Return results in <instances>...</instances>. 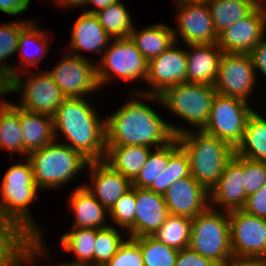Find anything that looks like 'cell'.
Wrapping results in <instances>:
<instances>
[{"mask_svg": "<svg viewBox=\"0 0 266 266\" xmlns=\"http://www.w3.org/2000/svg\"><path fill=\"white\" fill-rule=\"evenodd\" d=\"M175 45V46H174ZM187 82L186 50L176 47V41L159 56L148 62L146 83L152 91H139L149 95H161L169 87Z\"/></svg>", "mask_w": 266, "mask_h": 266, "instance_id": "2e32d148", "label": "cell"}, {"mask_svg": "<svg viewBox=\"0 0 266 266\" xmlns=\"http://www.w3.org/2000/svg\"><path fill=\"white\" fill-rule=\"evenodd\" d=\"M175 138L188 155L191 176L210 192L233 158L235 149L202 130L193 133L187 129Z\"/></svg>", "mask_w": 266, "mask_h": 266, "instance_id": "3957f363", "label": "cell"}, {"mask_svg": "<svg viewBox=\"0 0 266 266\" xmlns=\"http://www.w3.org/2000/svg\"><path fill=\"white\" fill-rule=\"evenodd\" d=\"M235 153L243 158L266 162V119L258 111L248 117L242 142Z\"/></svg>", "mask_w": 266, "mask_h": 266, "instance_id": "4316f807", "label": "cell"}, {"mask_svg": "<svg viewBox=\"0 0 266 266\" xmlns=\"http://www.w3.org/2000/svg\"><path fill=\"white\" fill-rule=\"evenodd\" d=\"M86 2L87 0H56V3H58V6L61 4V5H64L66 7H73L75 8V6H86Z\"/></svg>", "mask_w": 266, "mask_h": 266, "instance_id": "681fc988", "label": "cell"}, {"mask_svg": "<svg viewBox=\"0 0 266 266\" xmlns=\"http://www.w3.org/2000/svg\"><path fill=\"white\" fill-rule=\"evenodd\" d=\"M1 184L0 216L22 227L33 238H42L43 233L29 214L28 206L39 189L29 160L11 165Z\"/></svg>", "mask_w": 266, "mask_h": 266, "instance_id": "277c9868", "label": "cell"}, {"mask_svg": "<svg viewBox=\"0 0 266 266\" xmlns=\"http://www.w3.org/2000/svg\"><path fill=\"white\" fill-rule=\"evenodd\" d=\"M262 1L266 0L207 1L216 33L219 34L224 29L247 16Z\"/></svg>", "mask_w": 266, "mask_h": 266, "instance_id": "83f0119b", "label": "cell"}, {"mask_svg": "<svg viewBox=\"0 0 266 266\" xmlns=\"http://www.w3.org/2000/svg\"><path fill=\"white\" fill-rule=\"evenodd\" d=\"M153 150L148 155L139 175L132 182V187L146 188L157 193L158 176L167 168L168 145L158 148L154 152Z\"/></svg>", "mask_w": 266, "mask_h": 266, "instance_id": "d590c367", "label": "cell"}, {"mask_svg": "<svg viewBox=\"0 0 266 266\" xmlns=\"http://www.w3.org/2000/svg\"><path fill=\"white\" fill-rule=\"evenodd\" d=\"M250 54L223 53L214 84L217 94L248 100L256 80Z\"/></svg>", "mask_w": 266, "mask_h": 266, "instance_id": "7c38bea8", "label": "cell"}, {"mask_svg": "<svg viewBox=\"0 0 266 266\" xmlns=\"http://www.w3.org/2000/svg\"><path fill=\"white\" fill-rule=\"evenodd\" d=\"M192 219L169 215L165 223L153 235L167 246L182 250L189 247Z\"/></svg>", "mask_w": 266, "mask_h": 266, "instance_id": "836d02e7", "label": "cell"}, {"mask_svg": "<svg viewBox=\"0 0 266 266\" xmlns=\"http://www.w3.org/2000/svg\"><path fill=\"white\" fill-rule=\"evenodd\" d=\"M92 185H84L109 212L115 202L132 188V182L103 161H89Z\"/></svg>", "mask_w": 266, "mask_h": 266, "instance_id": "ac0fdd59", "label": "cell"}, {"mask_svg": "<svg viewBox=\"0 0 266 266\" xmlns=\"http://www.w3.org/2000/svg\"><path fill=\"white\" fill-rule=\"evenodd\" d=\"M69 204L75 215L73 228L103 229L110 226L104 221L109 212L84 185L73 191Z\"/></svg>", "mask_w": 266, "mask_h": 266, "instance_id": "cb8c5ba5", "label": "cell"}, {"mask_svg": "<svg viewBox=\"0 0 266 266\" xmlns=\"http://www.w3.org/2000/svg\"><path fill=\"white\" fill-rule=\"evenodd\" d=\"M233 257L266 260V219L245 213L228 212Z\"/></svg>", "mask_w": 266, "mask_h": 266, "instance_id": "30bf717a", "label": "cell"}, {"mask_svg": "<svg viewBox=\"0 0 266 266\" xmlns=\"http://www.w3.org/2000/svg\"><path fill=\"white\" fill-rule=\"evenodd\" d=\"M117 1L118 0H87L86 6L87 4L89 5L91 3L94 5V7L96 6V9H89L86 12L97 13L98 11L105 9L109 5L115 4Z\"/></svg>", "mask_w": 266, "mask_h": 266, "instance_id": "c3c4849f", "label": "cell"}, {"mask_svg": "<svg viewBox=\"0 0 266 266\" xmlns=\"http://www.w3.org/2000/svg\"><path fill=\"white\" fill-rule=\"evenodd\" d=\"M111 40L112 38L99 23L97 15L84 11L73 25L71 43L68 50H76L77 52L79 50L81 52L94 51L103 55L102 48L106 49Z\"/></svg>", "mask_w": 266, "mask_h": 266, "instance_id": "7402d4cb", "label": "cell"}, {"mask_svg": "<svg viewBox=\"0 0 266 266\" xmlns=\"http://www.w3.org/2000/svg\"><path fill=\"white\" fill-rule=\"evenodd\" d=\"M242 210L249 215L266 219V183L260 190L247 197Z\"/></svg>", "mask_w": 266, "mask_h": 266, "instance_id": "b9f144b4", "label": "cell"}, {"mask_svg": "<svg viewBox=\"0 0 266 266\" xmlns=\"http://www.w3.org/2000/svg\"><path fill=\"white\" fill-rule=\"evenodd\" d=\"M211 202L225 207L229 212L240 210L246 202L243 157L234 154L226 164L218 183L209 192Z\"/></svg>", "mask_w": 266, "mask_h": 266, "instance_id": "d6986e66", "label": "cell"}, {"mask_svg": "<svg viewBox=\"0 0 266 266\" xmlns=\"http://www.w3.org/2000/svg\"><path fill=\"white\" fill-rule=\"evenodd\" d=\"M0 148L24 154L19 106L5 100L0 102Z\"/></svg>", "mask_w": 266, "mask_h": 266, "instance_id": "f546056e", "label": "cell"}, {"mask_svg": "<svg viewBox=\"0 0 266 266\" xmlns=\"http://www.w3.org/2000/svg\"><path fill=\"white\" fill-rule=\"evenodd\" d=\"M45 33L46 32L42 31L39 26L37 27L36 24L31 21L21 30L17 51L20 52L19 54L22 58V66L24 69L32 65H38V63L42 60L43 55H46L48 44ZM33 44L35 45L34 48L37 46V49L35 48V50L33 48L34 51L32 52V49L30 51L29 48H32Z\"/></svg>", "mask_w": 266, "mask_h": 266, "instance_id": "1f68e13d", "label": "cell"}, {"mask_svg": "<svg viewBox=\"0 0 266 266\" xmlns=\"http://www.w3.org/2000/svg\"><path fill=\"white\" fill-rule=\"evenodd\" d=\"M225 213H217L209 204L191 224L189 247L218 266L233 257L228 211Z\"/></svg>", "mask_w": 266, "mask_h": 266, "instance_id": "52a82bcc", "label": "cell"}, {"mask_svg": "<svg viewBox=\"0 0 266 266\" xmlns=\"http://www.w3.org/2000/svg\"><path fill=\"white\" fill-rule=\"evenodd\" d=\"M174 266H218L212 260L203 257L190 247L179 250Z\"/></svg>", "mask_w": 266, "mask_h": 266, "instance_id": "7bdbcfd3", "label": "cell"}, {"mask_svg": "<svg viewBox=\"0 0 266 266\" xmlns=\"http://www.w3.org/2000/svg\"><path fill=\"white\" fill-rule=\"evenodd\" d=\"M104 30L113 38H127L133 30L129 12L124 3L117 1L95 13Z\"/></svg>", "mask_w": 266, "mask_h": 266, "instance_id": "d6a6232c", "label": "cell"}, {"mask_svg": "<svg viewBox=\"0 0 266 266\" xmlns=\"http://www.w3.org/2000/svg\"><path fill=\"white\" fill-rule=\"evenodd\" d=\"M190 175L188 155L175 138L168 144L167 168L158 176L157 193L163 195L177 180Z\"/></svg>", "mask_w": 266, "mask_h": 266, "instance_id": "4dcf8cb0", "label": "cell"}, {"mask_svg": "<svg viewBox=\"0 0 266 266\" xmlns=\"http://www.w3.org/2000/svg\"><path fill=\"white\" fill-rule=\"evenodd\" d=\"M140 245L144 266H174L179 250L167 246L153 235L134 238Z\"/></svg>", "mask_w": 266, "mask_h": 266, "instance_id": "e575fe53", "label": "cell"}, {"mask_svg": "<svg viewBox=\"0 0 266 266\" xmlns=\"http://www.w3.org/2000/svg\"><path fill=\"white\" fill-rule=\"evenodd\" d=\"M31 0H0V11L16 16L30 7ZM29 6V7H28Z\"/></svg>", "mask_w": 266, "mask_h": 266, "instance_id": "f6af8a7d", "label": "cell"}, {"mask_svg": "<svg viewBox=\"0 0 266 266\" xmlns=\"http://www.w3.org/2000/svg\"><path fill=\"white\" fill-rule=\"evenodd\" d=\"M66 54L68 55L64 56L59 64L48 71L63 94L67 98H83V95L100 88L97 80V65L77 53L69 51Z\"/></svg>", "mask_w": 266, "mask_h": 266, "instance_id": "8fae6325", "label": "cell"}, {"mask_svg": "<svg viewBox=\"0 0 266 266\" xmlns=\"http://www.w3.org/2000/svg\"><path fill=\"white\" fill-rule=\"evenodd\" d=\"M150 147L139 145L106 146L105 162L133 182L150 154Z\"/></svg>", "mask_w": 266, "mask_h": 266, "instance_id": "d4e9b609", "label": "cell"}, {"mask_svg": "<svg viewBox=\"0 0 266 266\" xmlns=\"http://www.w3.org/2000/svg\"><path fill=\"white\" fill-rule=\"evenodd\" d=\"M246 197L254 194L266 183V162L243 158Z\"/></svg>", "mask_w": 266, "mask_h": 266, "instance_id": "ab89813d", "label": "cell"}, {"mask_svg": "<svg viewBox=\"0 0 266 266\" xmlns=\"http://www.w3.org/2000/svg\"><path fill=\"white\" fill-rule=\"evenodd\" d=\"M56 266V265H55ZM57 266H75V265H73L72 263H67V264H60V265H57Z\"/></svg>", "mask_w": 266, "mask_h": 266, "instance_id": "816d5d0a", "label": "cell"}, {"mask_svg": "<svg viewBox=\"0 0 266 266\" xmlns=\"http://www.w3.org/2000/svg\"><path fill=\"white\" fill-rule=\"evenodd\" d=\"M19 122L26 155L56 140L53 116L29 112L19 107Z\"/></svg>", "mask_w": 266, "mask_h": 266, "instance_id": "603a6c76", "label": "cell"}, {"mask_svg": "<svg viewBox=\"0 0 266 266\" xmlns=\"http://www.w3.org/2000/svg\"><path fill=\"white\" fill-rule=\"evenodd\" d=\"M95 239L96 229L72 228L69 233L63 234L60 243L64 251L75 253L77 259L72 262L73 265L94 266Z\"/></svg>", "mask_w": 266, "mask_h": 266, "instance_id": "f1b7e54d", "label": "cell"}, {"mask_svg": "<svg viewBox=\"0 0 266 266\" xmlns=\"http://www.w3.org/2000/svg\"><path fill=\"white\" fill-rule=\"evenodd\" d=\"M136 93H133L136 98L158 101L163 107L165 106L199 130L205 127L217 94L213 85L188 82L169 87L161 95H149L141 93L137 89Z\"/></svg>", "mask_w": 266, "mask_h": 266, "instance_id": "8992f818", "label": "cell"}, {"mask_svg": "<svg viewBox=\"0 0 266 266\" xmlns=\"http://www.w3.org/2000/svg\"><path fill=\"white\" fill-rule=\"evenodd\" d=\"M128 238L105 266H144L139 243L134 238Z\"/></svg>", "mask_w": 266, "mask_h": 266, "instance_id": "60d3db41", "label": "cell"}, {"mask_svg": "<svg viewBox=\"0 0 266 266\" xmlns=\"http://www.w3.org/2000/svg\"><path fill=\"white\" fill-rule=\"evenodd\" d=\"M183 1H186V2H207L209 0H183Z\"/></svg>", "mask_w": 266, "mask_h": 266, "instance_id": "f907efd6", "label": "cell"}, {"mask_svg": "<svg viewBox=\"0 0 266 266\" xmlns=\"http://www.w3.org/2000/svg\"><path fill=\"white\" fill-rule=\"evenodd\" d=\"M30 22V19L25 21L9 22L5 25H0V68L10 72L13 77L17 75V70L9 66L5 61L6 58L13 56L18 51V40L21 30ZM13 54V55H12ZM4 62V63H3ZM6 62V63H5ZM2 63V64H1Z\"/></svg>", "mask_w": 266, "mask_h": 266, "instance_id": "74e56055", "label": "cell"}, {"mask_svg": "<svg viewBox=\"0 0 266 266\" xmlns=\"http://www.w3.org/2000/svg\"><path fill=\"white\" fill-rule=\"evenodd\" d=\"M14 89V77L13 75L8 72L7 70L0 68V96L4 95L5 93H13Z\"/></svg>", "mask_w": 266, "mask_h": 266, "instance_id": "bcb514c9", "label": "cell"}, {"mask_svg": "<svg viewBox=\"0 0 266 266\" xmlns=\"http://www.w3.org/2000/svg\"><path fill=\"white\" fill-rule=\"evenodd\" d=\"M34 181L41 189L62 186L86 167L89 160L64 143H53L27 154Z\"/></svg>", "mask_w": 266, "mask_h": 266, "instance_id": "5b68a950", "label": "cell"}, {"mask_svg": "<svg viewBox=\"0 0 266 266\" xmlns=\"http://www.w3.org/2000/svg\"><path fill=\"white\" fill-rule=\"evenodd\" d=\"M135 237L154 235L170 215L162 194L135 187Z\"/></svg>", "mask_w": 266, "mask_h": 266, "instance_id": "ffe728a7", "label": "cell"}, {"mask_svg": "<svg viewBox=\"0 0 266 266\" xmlns=\"http://www.w3.org/2000/svg\"><path fill=\"white\" fill-rule=\"evenodd\" d=\"M186 130L171 125L140 99L127 101L105 118L106 146L139 145L162 148ZM161 144V145H160Z\"/></svg>", "mask_w": 266, "mask_h": 266, "instance_id": "6da1fadb", "label": "cell"}, {"mask_svg": "<svg viewBox=\"0 0 266 266\" xmlns=\"http://www.w3.org/2000/svg\"><path fill=\"white\" fill-rule=\"evenodd\" d=\"M178 27L173 30L174 40L180 37L185 44H214L218 34L214 28L207 2L177 0Z\"/></svg>", "mask_w": 266, "mask_h": 266, "instance_id": "9a60e30c", "label": "cell"}, {"mask_svg": "<svg viewBox=\"0 0 266 266\" xmlns=\"http://www.w3.org/2000/svg\"><path fill=\"white\" fill-rule=\"evenodd\" d=\"M260 2L247 16L218 34L217 44L223 53L250 54L265 36L266 6Z\"/></svg>", "mask_w": 266, "mask_h": 266, "instance_id": "5bb4252c", "label": "cell"}, {"mask_svg": "<svg viewBox=\"0 0 266 266\" xmlns=\"http://www.w3.org/2000/svg\"><path fill=\"white\" fill-rule=\"evenodd\" d=\"M13 91L22 92L20 108L34 113L53 116L67 98L48 72L34 74L24 82L20 74L14 76ZM24 91V92H23Z\"/></svg>", "mask_w": 266, "mask_h": 266, "instance_id": "4fadbf2b", "label": "cell"}, {"mask_svg": "<svg viewBox=\"0 0 266 266\" xmlns=\"http://www.w3.org/2000/svg\"><path fill=\"white\" fill-rule=\"evenodd\" d=\"M187 55V82L196 84H215L219 61L223 51L217 43L189 44Z\"/></svg>", "mask_w": 266, "mask_h": 266, "instance_id": "44dd1931", "label": "cell"}, {"mask_svg": "<svg viewBox=\"0 0 266 266\" xmlns=\"http://www.w3.org/2000/svg\"><path fill=\"white\" fill-rule=\"evenodd\" d=\"M172 29L168 25L159 23L146 27L140 32L133 28L129 37L149 62L175 42Z\"/></svg>", "mask_w": 266, "mask_h": 266, "instance_id": "484cf974", "label": "cell"}, {"mask_svg": "<svg viewBox=\"0 0 266 266\" xmlns=\"http://www.w3.org/2000/svg\"><path fill=\"white\" fill-rule=\"evenodd\" d=\"M135 187L123 194L109 211V217L121 228L127 229L130 238H135L136 214Z\"/></svg>", "mask_w": 266, "mask_h": 266, "instance_id": "f35d334b", "label": "cell"}, {"mask_svg": "<svg viewBox=\"0 0 266 266\" xmlns=\"http://www.w3.org/2000/svg\"><path fill=\"white\" fill-rule=\"evenodd\" d=\"M163 196L170 215L190 219L203 212L210 203L209 192L191 175L177 180Z\"/></svg>", "mask_w": 266, "mask_h": 266, "instance_id": "e0dca14e", "label": "cell"}, {"mask_svg": "<svg viewBox=\"0 0 266 266\" xmlns=\"http://www.w3.org/2000/svg\"><path fill=\"white\" fill-rule=\"evenodd\" d=\"M125 239L119 234L114 226L96 229L94 243V266H105L112 259Z\"/></svg>", "mask_w": 266, "mask_h": 266, "instance_id": "8d00e7d4", "label": "cell"}, {"mask_svg": "<svg viewBox=\"0 0 266 266\" xmlns=\"http://www.w3.org/2000/svg\"><path fill=\"white\" fill-rule=\"evenodd\" d=\"M248 101L231 96L216 94L205 127V133L215 136L234 149L242 142L248 117L253 109Z\"/></svg>", "mask_w": 266, "mask_h": 266, "instance_id": "ba28073f", "label": "cell"}, {"mask_svg": "<svg viewBox=\"0 0 266 266\" xmlns=\"http://www.w3.org/2000/svg\"><path fill=\"white\" fill-rule=\"evenodd\" d=\"M255 69L266 77V39L262 38L250 53Z\"/></svg>", "mask_w": 266, "mask_h": 266, "instance_id": "ee69618b", "label": "cell"}, {"mask_svg": "<svg viewBox=\"0 0 266 266\" xmlns=\"http://www.w3.org/2000/svg\"><path fill=\"white\" fill-rule=\"evenodd\" d=\"M114 42L101 56L97 69L99 86L111 81L113 76H119L125 81H146L148 61L136 48L134 42L127 38H113ZM115 74V75H114ZM113 75V76H112Z\"/></svg>", "mask_w": 266, "mask_h": 266, "instance_id": "9c48e42d", "label": "cell"}, {"mask_svg": "<svg viewBox=\"0 0 266 266\" xmlns=\"http://www.w3.org/2000/svg\"><path fill=\"white\" fill-rule=\"evenodd\" d=\"M96 114L84 97L66 98L53 115L55 138L60 130L66 145L89 161H103L106 156L105 119Z\"/></svg>", "mask_w": 266, "mask_h": 266, "instance_id": "7a4b0ae2", "label": "cell"}, {"mask_svg": "<svg viewBox=\"0 0 266 266\" xmlns=\"http://www.w3.org/2000/svg\"><path fill=\"white\" fill-rule=\"evenodd\" d=\"M221 266H266V260L232 257Z\"/></svg>", "mask_w": 266, "mask_h": 266, "instance_id": "7dc6e473", "label": "cell"}]
</instances>
